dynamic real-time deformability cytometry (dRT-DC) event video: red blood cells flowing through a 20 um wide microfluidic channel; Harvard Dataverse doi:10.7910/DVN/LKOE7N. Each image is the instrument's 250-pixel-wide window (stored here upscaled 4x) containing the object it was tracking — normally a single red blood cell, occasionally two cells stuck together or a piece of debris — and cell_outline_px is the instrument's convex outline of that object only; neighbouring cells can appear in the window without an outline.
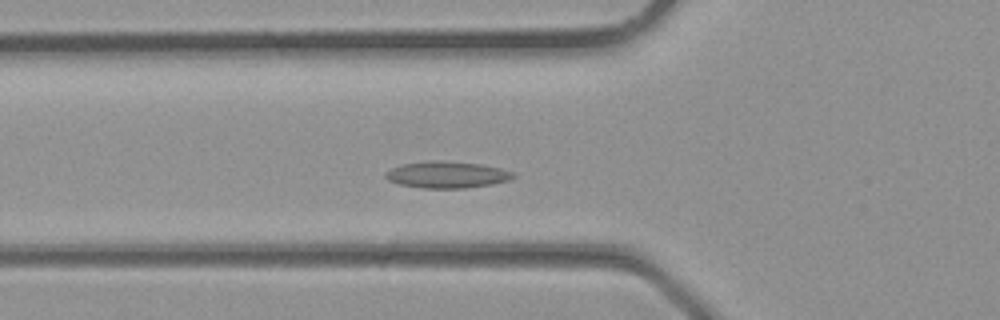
{"species": "common noctule bat (a hibernating species)", "species_latin": "Nyctalus noctula", "temperature_condition": "room temperature", "stored_images_in_passage": 34, "camera_frame_rate_fps": 3000, "um_per_image_px": 0.085, "animal": {"sex": "male", "body_mass_g": 23.1, "forearm_length_mm": 52.7}, "frame": {"image": 1, "passage_image": 10, "time_ms": 3.0, "image_size_px": [1000, 320], "cell_outline_px": [[516, 176], [508, 180], [492, 184], [464, 188], [424, 188], [400, 184], [388, 180], [384, 176], [392, 168], [404, 164], [432, 160], [436, 160], [480, 164], [500, 168], [512, 172]], "centroid_in_image_um": [38.0, 14.85], "position_along_channel_um": 87.8, "area_um2": 19.48}}
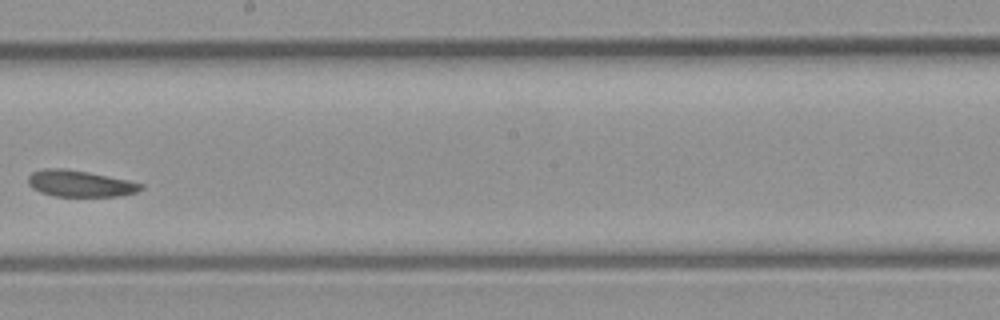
{"frame": {"image": 2, "passage_image": 18, "time_ms": 5.667, "image_size_px": [1000, 320], "cell_outline_px": [[144, 188], [136, 192], [120, 196], [56, 196], [40, 192], [32, 188], [28, 184], [28, 176], [32, 172], [44, 168], [64, 168], [88, 172], [128, 180], [144, 184]], "centroid_in_image_um": [6.79, 15.6], "position_along_channel_um": 241.4, "area_um2": 17.4}}
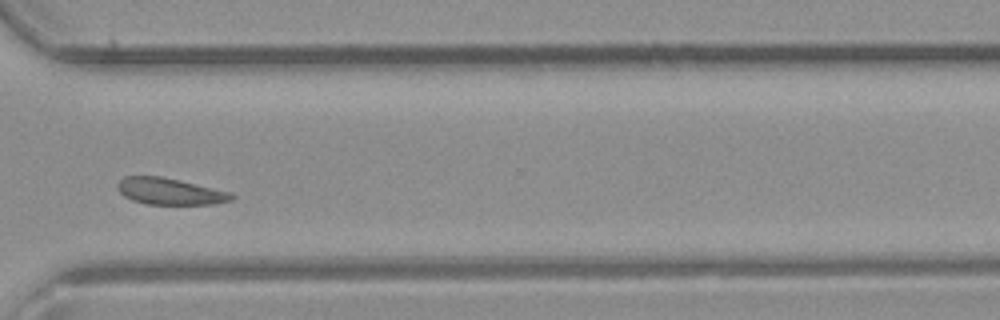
{"frame": {"image": 3, "passage_image": 24, "time_ms": 7.667, "image_size_px": [1000, 320], "cell_outline_px": [[236, 196], [232, 200], [212, 204], [148, 204], [132, 200], [124, 196], [116, 188], [116, 184], [124, 176], [160, 176], [180, 180], [232, 192]], "centroid_in_image_um": [14.44, 16.26], "position_along_channel_um": 356.2, "area_um2": 17.74}}